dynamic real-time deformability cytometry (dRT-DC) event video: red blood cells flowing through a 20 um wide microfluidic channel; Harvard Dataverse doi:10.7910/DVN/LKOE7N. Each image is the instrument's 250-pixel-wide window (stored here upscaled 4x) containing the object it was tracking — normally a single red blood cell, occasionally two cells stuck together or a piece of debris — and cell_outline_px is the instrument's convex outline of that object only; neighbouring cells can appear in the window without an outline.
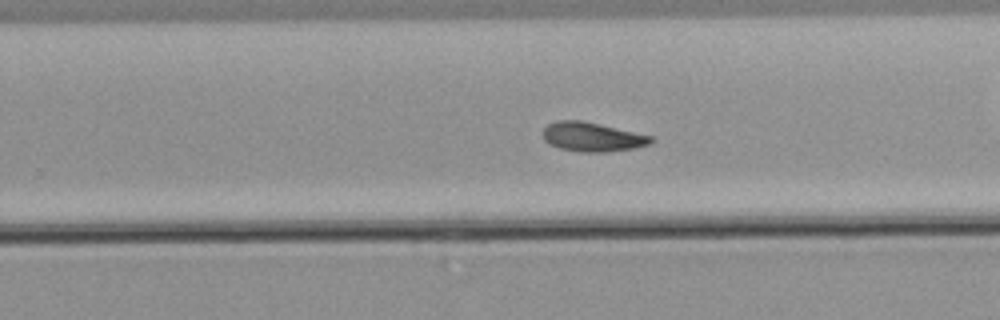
{"species": "common noctule bat (a hibernating species)", "species_latin": "Nyctalus noctula", "temperature_condition": "warm", "stored_images_in_passage": 40, "camera_frame_rate_fps": 3000, "um_per_image_px": 0.085, "animal": {"sex": "male", "body_mass_g": 21.5, "forearm_length_mm": 52.0}, "frame": {"image": 1, "passage_image": 18, "time_ms": 5.667, "image_size_px": [1000, 320], "cell_outline_px": [[652, 144], [636, 148], [608, 152], [580, 152], [560, 148], [548, 144], [544, 140], [544, 128], [548, 124], [556, 120], [580, 120], [600, 124], [652, 136]], "centroid_in_image_um": [50.34, 11.64], "position_along_channel_um": 279.5, "area_um2": 18.44}}